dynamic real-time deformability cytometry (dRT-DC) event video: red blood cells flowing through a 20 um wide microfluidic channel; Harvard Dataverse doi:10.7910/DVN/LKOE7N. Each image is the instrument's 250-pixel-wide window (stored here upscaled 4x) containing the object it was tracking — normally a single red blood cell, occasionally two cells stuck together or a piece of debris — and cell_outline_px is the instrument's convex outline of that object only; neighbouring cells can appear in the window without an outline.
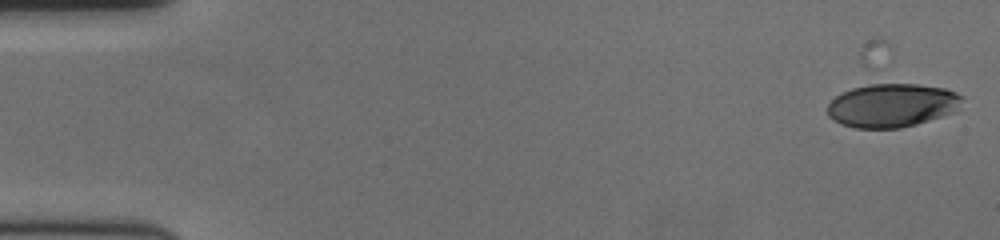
{"species": "human", "species_latin": "Homo sapiens", "temperature_condition": "cold", "stored_images_in_passage": 47, "camera_frame_rate_fps": 3000, "um_per_image_px": 0.085, "donor": {"sex": "female"}, "frame": {"image": 1, "passage_image": 1, "time_ms": 0.0, "image_size_px": [1000, 240], "cell_outline_px": [[964, 96], [960, 108], [956, 112], [916, 124], [900, 128], [856, 128], [840, 124], [832, 120], [828, 116], [828, 104], [836, 96], [852, 88], [876, 80], [880, 80], [920, 84], [944, 88], [956, 92]], "centroid_in_image_um": [75.84, 8.91], "position_along_channel_um": 9.2, "area_um2": 35.37}}
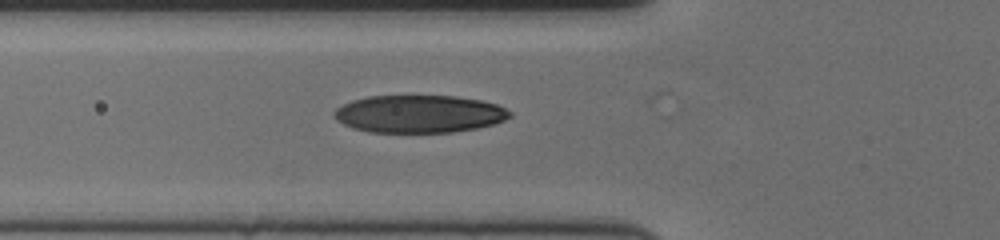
{"frame": {"image": 2, "passage_image": 21, "time_ms": 6.667, "image_size_px": [1000, 240], "cell_outline_px": [[512, 116], [496, 124], [476, 128], [452, 132], [368, 132], [352, 128], [336, 120], [332, 116], [332, 112], [336, 108], [352, 100], [368, 96], [456, 96], [480, 100], [496, 104], [512, 112]], "centroid_in_image_um": [35.61, 9.68], "position_along_channel_um": 90.2, "area_um2": 38.67}}
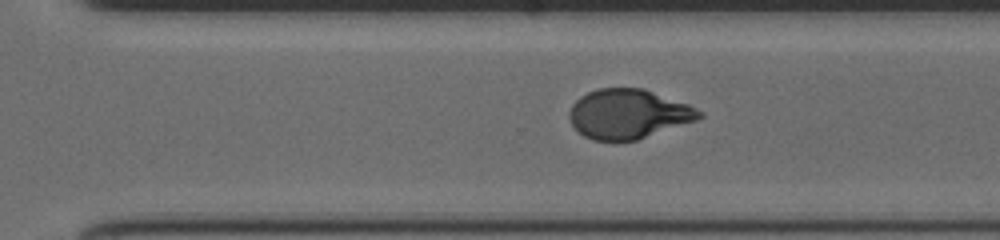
{"frame": {"image": 3, "passage_image": 40, "time_ms": 13.0, "image_size_px": [1000, 240], "cell_outline_px": [[704, 116], [696, 120], [636, 140], [592, 140], [584, 136], [572, 124], [568, 116], [568, 112], [572, 104], [580, 96], [596, 88], [644, 88], [688, 104], [704, 112]], "centroid_in_image_um": [53.4, 9.67], "position_along_channel_um": 317.2, "area_um2": 37.34}}